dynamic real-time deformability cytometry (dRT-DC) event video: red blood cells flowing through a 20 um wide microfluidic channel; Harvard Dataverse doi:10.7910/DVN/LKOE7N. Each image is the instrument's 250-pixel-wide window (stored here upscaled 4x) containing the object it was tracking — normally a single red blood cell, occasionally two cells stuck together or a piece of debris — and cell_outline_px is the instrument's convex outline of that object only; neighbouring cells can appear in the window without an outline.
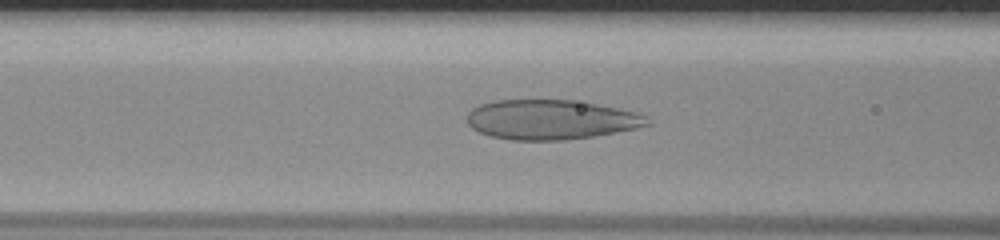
{"species": "human", "species_latin": "Homo sapiens", "temperature_condition": "room temperature", "stored_images_in_passage": 39, "camera_frame_rate_fps": 3000, "um_per_image_px": 0.085, "donor": {"sex": "male"}, "frame": {"image": 1, "passage_image": 11, "time_ms": 3.333, "image_size_px": [1000, 240], "cell_outline_px": [[652, 124], [636, 128], [596, 136], [568, 140], [512, 140], [492, 136], [480, 132], [472, 128], [468, 124], [468, 112], [472, 108], [480, 104], [496, 100], [572, 100], [620, 108], [640, 112], [648, 116]], "centroid_in_image_um": [46.88, 10.17], "position_along_channel_um": 119.7, "area_um2": 41.96}}
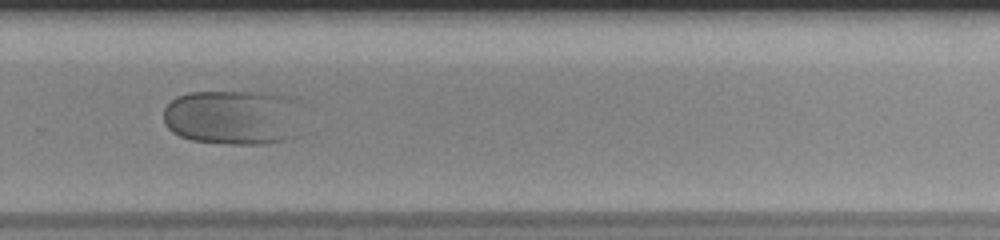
{"frame": {"image": 2, "passage_image": 26, "time_ms": 8.333, "image_size_px": [1000, 240], "cell_outline_px": [[304, 136], [288, 140], [264, 144], [228, 144], [192, 140], [180, 136], [172, 132], [164, 124], [164, 108], [176, 96], [188, 92], [264, 92], [288, 96], [296, 100]], "centroid_in_image_um": [19.9, 9.99], "position_along_channel_um": 309.9, "area_um2": 45.78}}
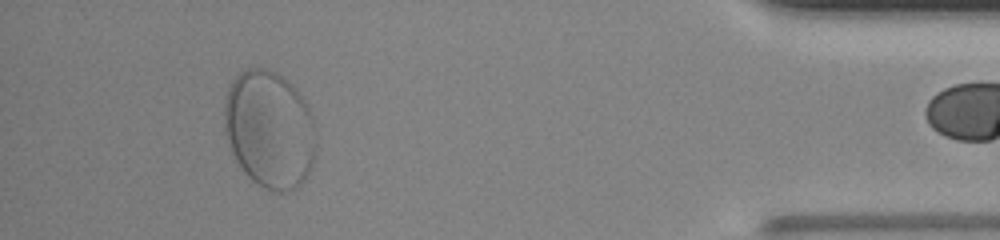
{"frame": {"image": 3, "passage_image": 38, "time_ms": 12.333, "image_size_px": [1000, 240], "cell_outline_px": [[316, 156], [312, 168], [304, 180], [296, 188], [284, 192], [272, 192], [252, 180], [240, 168], [228, 144], [224, 132], [224, 100], [228, 84], [244, 68], [268, 68], [276, 72], [292, 84], [296, 88], [308, 104], [316, 124]], "centroid_in_image_um": [22.92, 10.98], "position_along_channel_um": 412.3, "area_um2": 64.27}}